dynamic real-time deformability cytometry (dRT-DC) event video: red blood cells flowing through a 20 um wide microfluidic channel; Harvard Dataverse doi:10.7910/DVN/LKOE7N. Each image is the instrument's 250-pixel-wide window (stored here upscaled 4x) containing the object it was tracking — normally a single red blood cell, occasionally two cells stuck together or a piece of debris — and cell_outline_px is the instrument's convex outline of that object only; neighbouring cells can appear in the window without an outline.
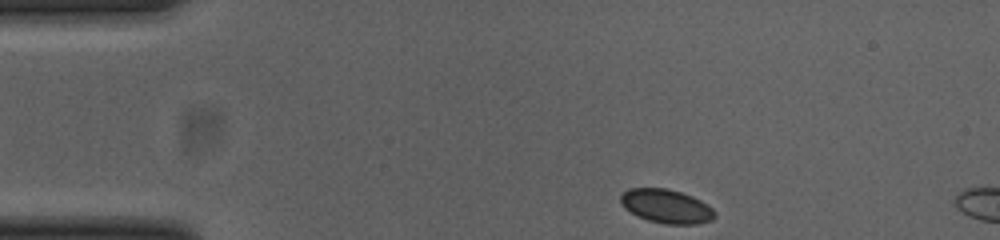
{"species": "common noctule bat (a hibernating species)", "species_latin": "Nyctalus noctula", "temperature_condition": "cold", "stored_images_in_passage": 5, "camera_frame_rate_fps": 3000, "um_per_image_px": 0.085, "animal": {"sex": "female", "body_mass_g": 23.0, "forearm_length_mm": 53.4}, "frame": {"image": 1, "passage_image": 1, "time_ms": 0.0, "image_size_px": [1000, 240], "cell_outline_px": [[716, 216], [712, 220], [696, 224], [668, 224], [648, 220], [636, 216], [624, 208], [620, 204], [620, 196], [628, 188], [668, 188], [692, 196], [708, 204], [716, 212]], "centroid_in_image_um": [56.63, 17.53], "position_along_channel_um": 28.4, "area_um2": 18.73}}